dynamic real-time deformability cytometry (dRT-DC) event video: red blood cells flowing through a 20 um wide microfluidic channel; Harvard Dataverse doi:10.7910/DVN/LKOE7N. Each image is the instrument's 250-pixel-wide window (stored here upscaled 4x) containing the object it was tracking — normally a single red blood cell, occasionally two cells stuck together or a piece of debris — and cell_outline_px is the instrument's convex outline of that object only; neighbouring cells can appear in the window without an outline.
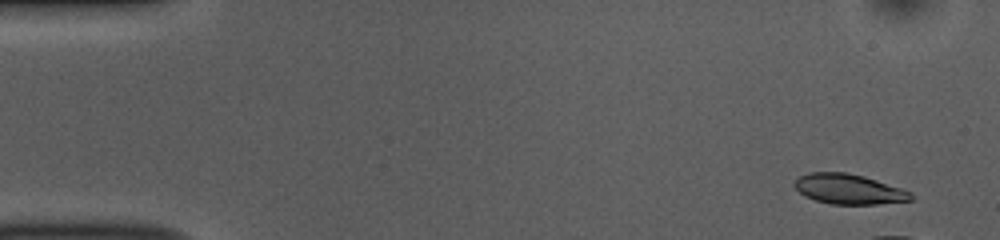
{"species": "common noctule bat (a hibernating species)", "species_latin": "Nyctalus noctula", "temperature_condition": "room temperature", "stored_images_in_passage": 11, "camera_frame_rate_fps": 3000, "um_per_image_px": 0.085, "animal": {"sex": "female", "body_mass_g": 10.0, "forearm_length_mm": 53.1}, "frame": {"image": 1, "passage_image": 2, "time_ms": 0.333, "image_size_px": [1000, 240], "cell_outline_px": [[912, 200], [876, 204], [832, 204], [816, 200], [804, 196], [792, 184], [800, 176], [808, 172], [848, 172], [864, 176], [912, 192]], "centroid_in_image_um": [72.12, 16.06], "position_along_channel_um": 12.9, "area_um2": 20.29}}